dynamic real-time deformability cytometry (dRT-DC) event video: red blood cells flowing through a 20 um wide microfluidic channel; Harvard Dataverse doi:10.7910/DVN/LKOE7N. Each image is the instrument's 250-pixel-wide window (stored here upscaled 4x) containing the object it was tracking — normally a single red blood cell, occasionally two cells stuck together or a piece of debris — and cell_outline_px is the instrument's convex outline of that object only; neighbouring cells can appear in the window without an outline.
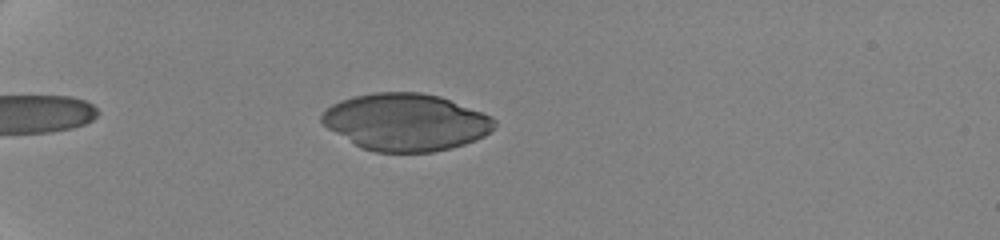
{"species": "human", "species_latin": "Homo sapiens", "temperature_condition": "cold", "stored_images_in_passage": 49, "camera_frame_rate_fps": 3000, "um_per_image_px": 0.085, "donor": {"sex": "female"}, "frame": {"image": 1, "passage_image": 15, "time_ms": 5.667, "image_size_px": [1000, 240], "cell_outline_px": [[496, 124], [484, 136], [476, 140], [464, 144], [432, 152], [376, 152], [360, 148], [328, 128], [320, 120], [320, 116], [332, 104], [340, 100], [352, 96], [376, 92], [420, 92], [440, 96], [480, 112], [496, 120]], "centroid_in_image_um": [34.45, 10.38], "position_along_channel_um": 50.5, "area_um2": 57.16}}